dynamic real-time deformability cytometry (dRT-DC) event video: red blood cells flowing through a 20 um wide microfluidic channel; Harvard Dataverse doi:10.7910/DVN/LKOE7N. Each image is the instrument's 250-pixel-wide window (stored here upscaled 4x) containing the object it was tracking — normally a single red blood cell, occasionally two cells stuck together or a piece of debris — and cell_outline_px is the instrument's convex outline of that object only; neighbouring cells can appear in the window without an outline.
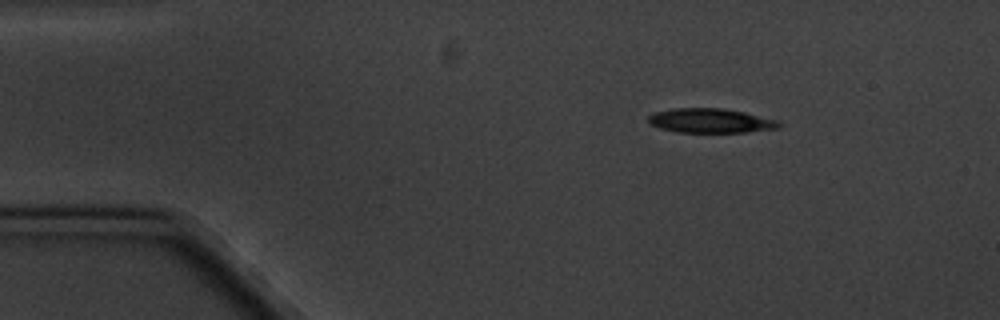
{"species": "common noctule bat (a hibernating species)", "species_latin": "Nyctalus noctula", "temperature_condition": "cold", "stored_images_in_passage": 3, "camera_frame_rate_fps": 3000, "um_per_image_px": 0.085, "animal": {"sex": "male", "body_mass_g": 20.1, "forearm_length_mm": 53.5}, "frame": {"image": 1, "passage_image": 1, "time_ms": 0.0, "image_size_px": [1000, 320], "cell_outline_px": [[784, 124], [780, 128], [744, 132], [680, 132], [660, 128], [648, 124], [648, 116], [656, 112], [676, 108], [720, 108], [744, 112], [780, 120]], "centroid_in_image_um": [60.45, 10.26], "position_along_channel_um": 24.5, "area_um2": 18.61}}